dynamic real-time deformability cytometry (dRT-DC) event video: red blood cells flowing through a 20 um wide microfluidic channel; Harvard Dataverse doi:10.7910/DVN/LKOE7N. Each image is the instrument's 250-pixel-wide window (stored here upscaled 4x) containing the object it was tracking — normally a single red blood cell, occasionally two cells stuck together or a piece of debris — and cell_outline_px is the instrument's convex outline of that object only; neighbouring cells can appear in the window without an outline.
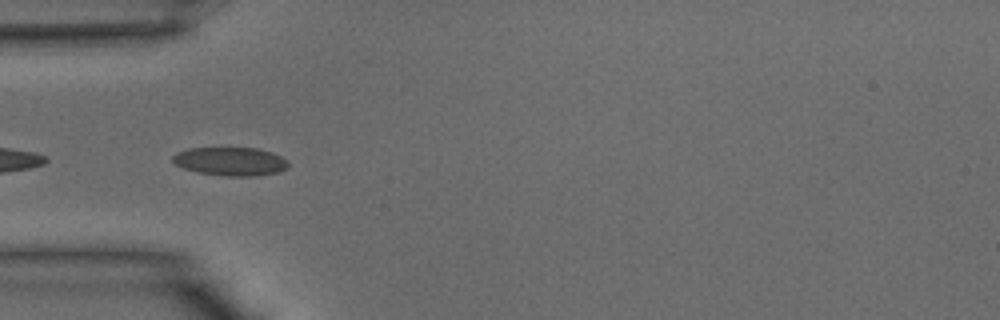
{"species": "common noctule bat (a hibernating species)", "species_latin": "Nyctalus noctula", "temperature_condition": "warm", "stored_images_in_passage": 7, "camera_frame_rate_fps": 3000, "um_per_image_px": 0.085, "animal": {"sex": "male", "body_mass_g": 15.6}, "frame": {"image": 1, "passage_image": 4, "time_ms": 1.0, "image_size_px": [1000, 320], "cell_outline_px": [[288, 168], [280, 172], [252, 176], [228, 176], [196, 172], [184, 168], [176, 164], [172, 160], [172, 156], [176, 152], [188, 148], [260, 148], [272, 152], [288, 160]], "centroid_in_image_um": [19.61, 13.71], "position_along_channel_um": 65.4, "area_um2": 19.31}}